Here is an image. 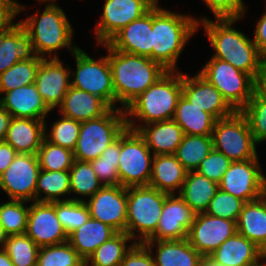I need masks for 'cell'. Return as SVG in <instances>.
I'll return each instance as SVG.
<instances>
[{
    "label": "cell",
    "instance_id": "cell-1",
    "mask_svg": "<svg viewBox=\"0 0 266 266\" xmlns=\"http://www.w3.org/2000/svg\"><path fill=\"white\" fill-rule=\"evenodd\" d=\"M240 20L242 18H215L214 21L203 15L199 19L198 29L203 27L214 51L212 57L230 63L255 80L266 64V59L249 36L233 28Z\"/></svg>",
    "mask_w": 266,
    "mask_h": 266
},
{
    "label": "cell",
    "instance_id": "cell-2",
    "mask_svg": "<svg viewBox=\"0 0 266 266\" xmlns=\"http://www.w3.org/2000/svg\"><path fill=\"white\" fill-rule=\"evenodd\" d=\"M96 46H102L107 50L115 92V108L124 110L168 71L149 57L117 51L107 43Z\"/></svg>",
    "mask_w": 266,
    "mask_h": 266
},
{
    "label": "cell",
    "instance_id": "cell-3",
    "mask_svg": "<svg viewBox=\"0 0 266 266\" xmlns=\"http://www.w3.org/2000/svg\"><path fill=\"white\" fill-rule=\"evenodd\" d=\"M199 18L190 14L152 7V60L168 71L179 70L177 62L187 43L198 31Z\"/></svg>",
    "mask_w": 266,
    "mask_h": 266
},
{
    "label": "cell",
    "instance_id": "cell-4",
    "mask_svg": "<svg viewBox=\"0 0 266 266\" xmlns=\"http://www.w3.org/2000/svg\"><path fill=\"white\" fill-rule=\"evenodd\" d=\"M181 95L182 71H167L124 109L127 128L173 119Z\"/></svg>",
    "mask_w": 266,
    "mask_h": 266
},
{
    "label": "cell",
    "instance_id": "cell-5",
    "mask_svg": "<svg viewBox=\"0 0 266 266\" xmlns=\"http://www.w3.org/2000/svg\"><path fill=\"white\" fill-rule=\"evenodd\" d=\"M44 5L42 13L36 10L19 20L31 37L35 55L43 59L59 58L56 51L63 48L73 53L79 47L72 42L74 29L63 8L57 3Z\"/></svg>",
    "mask_w": 266,
    "mask_h": 266
},
{
    "label": "cell",
    "instance_id": "cell-6",
    "mask_svg": "<svg viewBox=\"0 0 266 266\" xmlns=\"http://www.w3.org/2000/svg\"><path fill=\"white\" fill-rule=\"evenodd\" d=\"M168 194L151 186L127 187L126 233L144 243L155 232Z\"/></svg>",
    "mask_w": 266,
    "mask_h": 266
},
{
    "label": "cell",
    "instance_id": "cell-7",
    "mask_svg": "<svg viewBox=\"0 0 266 266\" xmlns=\"http://www.w3.org/2000/svg\"><path fill=\"white\" fill-rule=\"evenodd\" d=\"M126 128L125 111L121 108H110L100 117L81 122L74 159L83 162L97 159Z\"/></svg>",
    "mask_w": 266,
    "mask_h": 266
},
{
    "label": "cell",
    "instance_id": "cell-8",
    "mask_svg": "<svg viewBox=\"0 0 266 266\" xmlns=\"http://www.w3.org/2000/svg\"><path fill=\"white\" fill-rule=\"evenodd\" d=\"M198 73L219 90L234 111H241L252 98L255 80L230 63L211 57Z\"/></svg>",
    "mask_w": 266,
    "mask_h": 266
},
{
    "label": "cell",
    "instance_id": "cell-9",
    "mask_svg": "<svg viewBox=\"0 0 266 266\" xmlns=\"http://www.w3.org/2000/svg\"><path fill=\"white\" fill-rule=\"evenodd\" d=\"M213 148L232 162L247 161L258 156L257 144L247 119L240 111L218 119L213 127Z\"/></svg>",
    "mask_w": 266,
    "mask_h": 266
},
{
    "label": "cell",
    "instance_id": "cell-10",
    "mask_svg": "<svg viewBox=\"0 0 266 266\" xmlns=\"http://www.w3.org/2000/svg\"><path fill=\"white\" fill-rule=\"evenodd\" d=\"M75 69L70 70L71 86L102 99L110 108H115V92L108 56L93 59L83 49L72 53Z\"/></svg>",
    "mask_w": 266,
    "mask_h": 266
},
{
    "label": "cell",
    "instance_id": "cell-11",
    "mask_svg": "<svg viewBox=\"0 0 266 266\" xmlns=\"http://www.w3.org/2000/svg\"><path fill=\"white\" fill-rule=\"evenodd\" d=\"M154 154L145 139L126 128L121 134V152L118 174L122 187L148 186L152 173Z\"/></svg>",
    "mask_w": 266,
    "mask_h": 266
},
{
    "label": "cell",
    "instance_id": "cell-12",
    "mask_svg": "<svg viewBox=\"0 0 266 266\" xmlns=\"http://www.w3.org/2000/svg\"><path fill=\"white\" fill-rule=\"evenodd\" d=\"M159 0H105L94 29L96 45L107 43L118 31L141 18Z\"/></svg>",
    "mask_w": 266,
    "mask_h": 266
},
{
    "label": "cell",
    "instance_id": "cell-13",
    "mask_svg": "<svg viewBox=\"0 0 266 266\" xmlns=\"http://www.w3.org/2000/svg\"><path fill=\"white\" fill-rule=\"evenodd\" d=\"M259 163V155L247 161H234L223 175L219 188L245 203L264 195L266 175Z\"/></svg>",
    "mask_w": 266,
    "mask_h": 266
},
{
    "label": "cell",
    "instance_id": "cell-14",
    "mask_svg": "<svg viewBox=\"0 0 266 266\" xmlns=\"http://www.w3.org/2000/svg\"><path fill=\"white\" fill-rule=\"evenodd\" d=\"M40 170L37 154L18 153L0 174V189L9 199L33 202Z\"/></svg>",
    "mask_w": 266,
    "mask_h": 266
},
{
    "label": "cell",
    "instance_id": "cell-15",
    "mask_svg": "<svg viewBox=\"0 0 266 266\" xmlns=\"http://www.w3.org/2000/svg\"><path fill=\"white\" fill-rule=\"evenodd\" d=\"M84 202L91 218L109 225L116 232H126L127 188L106 185Z\"/></svg>",
    "mask_w": 266,
    "mask_h": 266
},
{
    "label": "cell",
    "instance_id": "cell-16",
    "mask_svg": "<svg viewBox=\"0 0 266 266\" xmlns=\"http://www.w3.org/2000/svg\"><path fill=\"white\" fill-rule=\"evenodd\" d=\"M235 233H237L236 221L202 212L195 215L187 240L202 256H209Z\"/></svg>",
    "mask_w": 266,
    "mask_h": 266
},
{
    "label": "cell",
    "instance_id": "cell-17",
    "mask_svg": "<svg viewBox=\"0 0 266 266\" xmlns=\"http://www.w3.org/2000/svg\"><path fill=\"white\" fill-rule=\"evenodd\" d=\"M25 234L38 247L51 246L68 241V235L57 217L55 202H30Z\"/></svg>",
    "mask_w": 266,
    "mask_h": 266
},
{
    "label": "cell",
    "instance_id": "cell-18",
    "mask_svg": "<svg viewBox=\"0 0 266 266\" xmlns=\"http://www.w3.org/2000/svg\"><path fill=\"white\" fill-rule=\"evenodd\" d=\"M196 213L179 194H168L156 232L148 240H182L188 237V231Z\"/></svg>",
    "mask_w": 266,
    "mask_h": 266
},
{
    "label": "cell",
    "instance_id": "cell-19",
    "mask_svg": "<svg viewBox=\"0 0 266 266\" xmlns=\"http://www.w3.org/2000/svg\"><path fill=\"white\" fill-rule=\"evenodd\" d=\"M59 58L42 59L35 84L44 103L52 111L61 104L71 86L70 70Z\"/></svg>",
    "mask_w": 266,
    "mask_h": 266
},
{
    "label": "cell",
    "instance_id": "cell-20",
    "mask_svg": "<svg viewBox=\"0 0 266 266\" xmlns=\"http://www.w3.org/2000/svg\"><path fill=\"white\" fill-rule=\"evenodd\" d=\"M182 95L217 120L229 117L235 112L219 90L199 73L192 76L182 71Z\"/></svg>",
    "mask_w": 266,
    "mask_h": 266
},
{
    "label": "cell",
    "instance_id": "cell-21",
    "mask_svg": "<svg viewBox=\"0 0 266 266\" xmlns=\"http://www.w3.org/2000/svg\"><path fill=\"white\" fill-rule=\"evenodd\" d=\"M107 44L114 50L152 59V8L123 27Z\"/></svg>",
    "mask_w": 266,
    "mask_h": 266
},
{
    "label": "cell",
    "instance_id": "cell-22",
    "mask_svg": "<svg viewBox=\"0 0 266 266\" xmlns=\"http://www.w3.org/2000/svg\"><path fill=\"white\" fill-rule=\"evenodd\" d=\"M0 105L16 118L46 120L51 112L37 91L35 83L4 93L0 97Z\"/></svg>",
    "mask_w": 266,
    "mask_h": 266
},
{
    "label": "cell",
    "instance_id": "cell-23",
    "mask_svg": "<svg viewBox=\"0 0 266 266\" xmlns=\"http://www.w3.org/2000/svg\"><path fill=\"white\" fill-rule=\"evenodd\" d=\"M222 266H251L265 257V252L255 243L235 233L209 255Z\"/></svg>",
    "mask_w": 266,
    "mask_h": 266
},
{
    "label": "cell",
    "instance_id": "cell-24",
    "mask_svg": "<svg viewBox=\"0 0 266 266\" xmlns=\"http://www.w3.org/2000/svg\"><path fill=\"white\" fill-rule=\"evenodd\" d=\"M144 244L151 250L155 266H199L202 255L189 243L182 240H146ZM155 246V252H153Z\"/></svg>",
    "mask_w": 266,
    "mask_h": 266
},
{
    "label": "cell",
    "instance_id": "cell-25",
    "mask_svg": "<svg viewBox=\"0 0 266 266\" xmlns=\"http://www.w3.org/2000/svg\"><path fill=\"white\" fill-rule=\"evenodd\" d=\"M34 56L31 37L19 22L11 24L0 33V74L17 62Z\"/></svg>",
    "mask_w": 266,
    "mask_h": 266
},
{
    "label": "cell",
    "instance_id": "cell-26",
    "mask_svg": "<svg viewBox=\"0 0 266 266\" xmlns=\"http://www.w3.org/2000/svg\"><path fill=\"white\" fill-rule=\"evenodd\" d=\"M59 115L83 122L104 115L110 107L99 97L70 86L61 104Z\"/></svg>",
    "mask_w": 266,
    "mask_h": 266
},
{
    "label": "cell",
    "instance_id": "cell-27",
    "mask_svg": "<svg viewBox=\"0 0 266 266\" xmlns=\"http://www.w3.org/2000/svg\"><path fill=\"white\" fill-rule=\"evenodd\" d=\"M44 120L12 117L4 141L17 153L37 154L45 138Z\"/></svg>",
    "mask_w": 266,
    "mask_h": 266
},
{
    "label": "cell",
    "instance_id": "cell-28",
    "mask_svg": "<svg viewBox=\"0 0 266 266\" xmlns=\"http://www.w3.org/2000/svg\"><path fill=\"white\" fill-rule=\"evenodd\" d=\"M138 133L145 139L154 156L174 154L185 135L173 119L143 125Z\"/></svg>",
    "mask_w": 266,
    "mask_h": 266
},
{
    "label": "cell",
    "instance_id": "cell-29",
    "mask_svg": "<svg viewBox=\"0 0 266 266\" xmlns=\"http://www.w3.org/2000/svg\"><path fill=\"white\" fill-rule=\"evenodd\" d=\"M187 172L174 154L156 155L152 161L149 186L167 194H178Z\"/></svg>",
    "mask_w": 266,
    "mask_h": 266
},
{
    "label": "cell",
    "instance_id": "cell-30",
    "mask_svg": "<svg viewBox=\"0 0 266 266\" xmlns=\"http://www.w3.org/2000/svg\"><path fill=\"white\" fill-rule=\"evenodd\" d=\"M237 232L266 252V197L246 202L237 219Z\"/></svg>",
    "mask_w": 266,
    "mask_h": 266
},
{
    "label": "cell",
    "instance_id": "cell-31",
    "mask_svg": "<svg viewBox=\"0 0 266 266\" xmlns=\"http://www.w3.org/2000/svg\"><path fill=\"white\" fill-rule=\"evenodd\" d=\"M116 233L109 225L90 217L81 227L68 235V242L86 261L99 246Z\"/></svg>",
    "mask_w": 266,
    "mask_h": 266
},
{
    "label": "cell",
    "instance_id": "cell-32",
    "mask_svg": "<svg viewBox=\"0 0 266 266\" xmlns=\"http://www.w3.org/2000/svg\"><path fill=\"white\" fill-rule=\"evenodd\" d=\"M173 120L182 128L185 135L207 136L212 135L217 119L181 95Z\"/></svg>",
    "mask_w": 266,
    "mask_h": 266
},
{
    "label": "cell",
    "instance_id": "cell-33",
    "mask_svg": "<svg viewBox=\"0 0 266 266\" xmlns=\"http://www.w3.org/2000/svg\"><path fill=\"white\" fill-rule=\"evenodd\" d=\"M218 189V183L197 171H189L178 194L197 214L207 210Z\"/></svg>",
    "mask_w": 266,
    "mask_h": 266
},
{
    "label": "cell",
    "instance_id": "cell-34",
    "mask_svg": "<svg viewBox=\"0 0 266 266\" xmlns=\"http://www.w3.org/2000/svg\"><path fill=\"white\" fill-rule=\"evenodd\" d=\"M69 195V171L40 170L36 182L35 201L50 203L56 201H67L71 200V197H69Z\"/></svg>",
    "mask_w": 266,
    "mask_h": 266
},
{
    "label": "cell",
    "instance_id": "cell-35",
    "mask_svg": "<svg viewBox=\"0 0 266 266\" xmlns=\"http://www.w3.org/2000/svg\"><path fill=\"white\" fill-rule=\"evenodd\" d=\"M134 244L135 241L126 232H117L91 254L85 261V265L120 266L125 254Z\"/></svg>",
    "mask_w": 266,
    "mask_h": 266
},
{
    "label": "cell",
    "instance_id": "cell-36",
    "mask_svg": "<svg viewBox=\"0 0 266 266\" xmlns=\"http://www.w3.org/2000/svg\"><path fill=\"white\" fill-rule=\"evenodd\" d=\"M212 149V135H184L174 155L188 172L196 171Z\"/></svg>",
    "mask_w": 266,
    "mask_h": 266
},
{
    "label": "cell",
    "instance_id": "cell-37",
    "mask_svg": "<svg viewBox=\"0 0 266 266\" xmlns=\"http://www.w3.org/2000/svg\"><path fill=\"white\" fill-rule=\"evenodd\" d=\"M70 173V196L71 200L85 201L84 197H92L104 185L97 178L90 162L74 160ZM82 196V197H79Z\"/></svg>",
    "mask_w": 266,
    "mask_h": 266
},
{
    "label": "cell",
    "instance_id": "cell-38",
    "mask_svg": "<svg viewBox=\"0 0 266 266\" xmlns=\"http://www.w3.org/2000/svg\"><path fill=\"white\" fill-rule=\"evenodd\" d=\"M42 59L35 55L32 59L17 62L0 74V97L15 88L34 84Z\"/></svg>",
    "mask_w": 266,
    "mask_h": 266
},
{
    "label": "cell",
    "instance_id": "cell-39",
    "mask_svg": "<svg viewBox=\"0 0 266 266\" xmlns=\"http://www.w3.org/2000/svg\"><path fill=\"white\" fill-rule=\"evenodd\" d=\"M121 152V135L95 160L90 161L100 182L106 186L120 185L118 165Z\"/></svg>",
    "mask_w": 266,
    "mask_h": 266
},
{
    "label": "cell",
    "instance_id": "cell-40",
    "mask_svg": "<svg viewBox=\"0 0 266 266\" xmlns=\"http://www.w3.org/2000/svg\"><path fill=\"white\" fill-rule=\"evenodd\" d=\"M28 201L8 199L0 203V225L7 236L25 234L27 229Z\"/></svg>",
    "mask_w": 266,
    "mask_h": 266
},
{
    "label": "cell",
    "instance_id": "cell-41",
    "mask_svg": "<svg viewBox=\"0 0 266 266\" xmlns=\"http://www.w3.org/2000/svg\"><path fill=\"white\" fill-rule=\"evenodd\" d=\"M3 249L14 266H37L40 247L26 234L7 236Z\"/></svg>",
    "mask_w": 266,
    "mask_h": 266
},
{
    "label": "cell",
    "instance_id": "cell-42",
    "mask_svg": "<svg viewBox=\"0 0 266 266\" xmlns=\"http://www.w3.org/2000/svg\"><path fill=\"white\" fill-rule=\"evenodd\" d=\"M37 157L41 170L46 171H69L75 160L73 151L45 138L38 149Z\"/></svg>",
    "mask_w": 266,
    "mask_h": 266
},
{
    "label": "cell",
    "instance_id": "cell-43",
    "mask_svg": "<svg viewBox=\"0 0 266 266\" xmlns=\"http://www.w3.org/2000/svg\"><path fill=\"white\" fill-rule=\"evenodd\" d=\"M85 261L68 241L40 247L37 266H84Z\"/></svg>",
    "mask_w": 266,
    "mask_h": 266
},
{
    "label": "cell",
    "instance_id": "cell-44",
    "mask_svg": "<svg viewBox=\"0 0 266 266\" xmlns=\"http://www.w3.org/2000/svg\"><path fill=\"white\" fill-rule=\"evenodd\" d=\"M60 116L59 119L53 122L51 129H48L47 120H44L45 139L55 145L74 151L80 132L81 122L63 115Z\"/></svg>",
    "mask_w": 266,
    "mask_h": 266
},
{
    "label": "cell",
    "instance_id": "cell-45",
    "mask_svg": "<svg viewBox=\"0 0 266 266\" xmlns=\"http://www.w3.org/2000/svg\"><path fill=\"white\" fill-rule=\"evenodd\" d=\"M55 211L67 235L81 227L90 218L89 209L84 201H56Z\"/></svg>",
    "mask_w": 266,
    "mask_h": 266
},
{
    "label": "cell",
    "instance_id": "cell-46",
    "mask_svg": "<svg viewBox=\"0 0 266 266\" xmlns=\"http://www.w3.org/2000/svg\"><path fill=\"white\" fill-rule=\"evenodd\" d=\"M240 112L247 119L256 144L266 142V101L254 92Z\"/></svg>",
    "mask_w": 266,
    "mask_h": 266
},
{
    "label": "cell",
    "instance_id": "cell-47",
    "mask_svg": "<svg viewBox=\"0 0 266 266\" xmlns=\"http://www.w3.org/2000/svg\"><path fill=\"white\" fill-rule=\"evenodd\" d=\"M244 204L243 200L219 188L205 212L214 217L237 222Z\"/></svg>",
    "mask_w": 266,
    "mask_h": 266
},
{
    "label": "cell",
    "instance_id": "cell-48",
    "mask_svg": "<svg viewBox=\"0 0 266 266\" xmlns=\"http://www.w3.org/2000/svg\"><path fill=\"white\" fill-rule=\"evenodd\" d=\"M231 163L228 157L213 148L196 171L219 184Z\"/></svg>",
    "mask_w": 266,
    "mask_h": 266
},
{
    "label": "cell",
    "instance_id": "cell-49",
    "mask_svg": "<svg viewBox=\"0 0 266 266\" xmlns=\"http://www.w3.org/2000/svg\"><path fill=\"white\" fill-rule=\"evenodd\" d=\"M215 18H244L246 4L243 0H202Z\"/></svg>",
    "mask_w": 266,
    "mask_h": 266
},
{
    "label": "cell",
    "instance_id": "cell-50",
    "mask_svg": "<svg viewBox=\"0 0 266 266\" xmlns=\"http://www.w3.org/2000/svg\"><path fill=\"white\" fill-rule=\"evenodd\" d=\"M120 266H155V260L144 243H135L125 254Z\"/></svg>",
    "mask_w": 266,
    "mask_h": 266
},
{
    "label": "cell",
    "instance_id": "cell-51",
    "mask_svg": "<svg viewBox=\"0 0 266 266\" xmlns=\"http://www.w3.org/2000/svg\"><path fill=\"white\" fill-rule=\"evenodd\" d=\"M27 9V5L16 0H0V33L4 32L19 13Z\"/></svg>",
    "mask_w": 266,
    "mask_h": 266
},
{
    "label": "cell",
    "instance_id": "cell-52",
    "mask_svg": "<svg viewBox=\"0 0 266 266\" xmlns=\"http://www.w3.org/2000/svg\"><path fill=\"white\" fill-rule=\"evenodd\" d=\"M252 40L260 54L266 59V11L257 20Z\"/></svg>",
    "mask_w": 266,
    "mask_h": 266
},
{
    "label": "cell",
    "instance_id": "cell-53",
    "mask_svg": "<svg viewBox=\"0 0 266 266\" xmlns=\"http://www.w3.org/2000/svg\"><path fill=\"white\" fill-rule=\"evenodd\" d=\"M18 153L5 141H0V174L12 163Z\"/></svg>",
    "mask_w": 266,
    "mask_h": 266
},
{
    "label": "cell",
    "instance_id": "cell-54",
    "mask_svg": "<svg viewBox=\"0 0 266 266\" xmlns=\"http://www.w3.org/2000/svg\"><path fill=\"white\" fill-rule=\"evenodd\" d=\"M254 92L263 100L266 101V64L255 79Z\"/></svg>",
    "mask_w": 266,
    "mask_h": 266
},
{
    "label": "cell",
    "instance_id": "cell-55",
    "mask_svg": "<svg viewBox=\"0 0 266 266\" xmlns=\"http://www.w3.org/2000/svg\"><path fill=\"white\" fill-rule=\"evenodd\" d=\"M12 116L0 105V141H4Z\"/></svg>",
    "mask_w": 266,
    "mask_h": 266
},
{
    "label": "cell",
    "instance_id": "cell-56",
    "mask_svg": "<svg viewBox=\"0 0 266 266\" xmlns=\"http://www.w3.org/2000/svg\"><path fill=\"white\" fill-rule=\"evenodd\" d=\"M0 266H14L9 255L3 248L0 249Z\"/></svg>",
    "mask_w": 266,
    "mask_h": 266
},
{
    "label": "cell",
    "instance_id": "cell-57",
    "mask_svg": "<svg viewBox=\"0 0 266 266\" xmlns=\"http://www.w3.org/2000/svg\"><path fill=\"white\" fill-rule=\"evenodd\" d=\"M199 266H222V265L217 264L209 256H203L201 261H200Z\"/></svg>",
    "mask_w": 266,
    "mask_h": 266
},
{
    "label": "cell",
    "instance_id": "cell-58",
    "mask_svg": "<svg viewBox=\"0 0 266 266\" xmlns=\"http://www.w3.org/2000/svg\"><path fill=\"white\" fill-rule=\"evenodd\" d=\"M7 235L4 233L3 228L0 225V249L4 248Z\"/></svg>",
    "mask_w": 266,
    "mask_h": 266
},
{
    "label": "cell",
    "instance_id": "cell-59",
    "mask_svg": "<svg viewBox=\"0 0 266 266\" xmlns=\"http://www.w3.org/2000/svg\"><path fill=\"white\" fill-rule=\"evenodd\" d=\"M251 266H266V256L264 258H262L259 262H257L256 264H253Z\"/></svg>",
    "mask_w": 266,
    "mask_h": 266
},
{
    "label": "cell",
    "instance_id": "cell-60",
    "mask_svg": "<svg viewBox=\"0 0 266 266\" xmlns=\"http://www.w3.org/2000/svg\"><path fill=\"white\" fill-rule=\"evenodd\" d=\"M57 0H37V2H39V4L41 3H58L56 2Z\"/></svg>",
    "mask_w": 266,
    "mask_h": 266
},
{
    "label": "cell",
    "instance_id": "cell-61",
    "mask_svg": "<svg viewBox=\"0 0 266 266\" xmlns=\"http://www.w3.org/2000/svg\"><path fill=\"white\" fill-rule=\"evenodd\" d=\"M264 190H266V177H265V185H264Z\"/></svg>",
    "mask_w": 266,
    "mask_h": 266
}]
</instances>
